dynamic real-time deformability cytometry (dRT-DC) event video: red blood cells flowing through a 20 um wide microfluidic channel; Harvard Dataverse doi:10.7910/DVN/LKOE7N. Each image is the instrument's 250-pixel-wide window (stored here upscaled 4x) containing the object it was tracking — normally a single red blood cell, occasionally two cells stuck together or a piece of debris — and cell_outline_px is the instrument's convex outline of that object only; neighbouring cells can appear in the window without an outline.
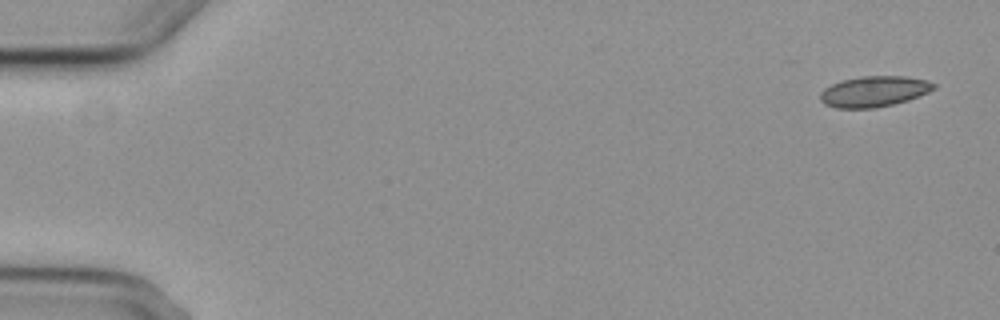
{"species": "common noctule bat (a hibernating species)", "species_latin": "Nyctalus noctula", "temperature_condition": "cold", "stored_images_in_passage": 6, "camera_frame_rate_fps": 3000, "um_per_image_px": 0.085, "animal": {"sex": "female", "body_mass_g": 29.2, "forearm_length_mm": 56.3}, "frame": {"image": 1, "passage_image": 1, "time_ms": 0.0, "image_size_px": [1000, 320], "cell_outline_px": [[936, 88], [928, 92], [908, 100], [876, 108], [836, 108], [824, 104], [820, 100], [820, 92], [824, 88], [840, 80], [860, 76], [908, 76], [928, 80], [936, 84]], "centroid_in_image_um": [74.29, 7.76], "position_along_channel_um": 10.7, "area_um2": 20.52}}
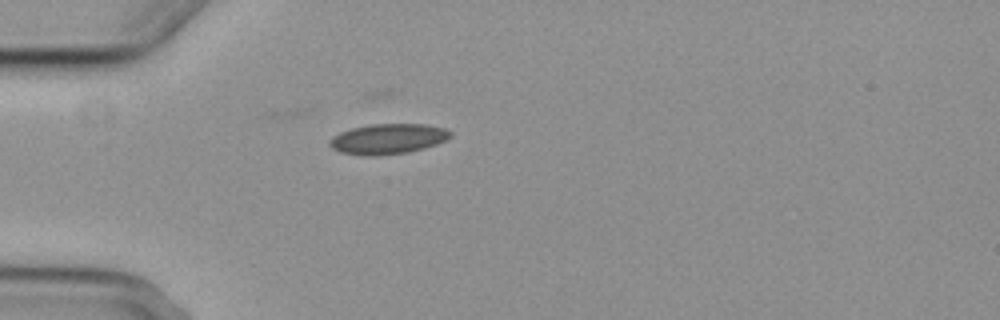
{"frame": {"image": 2, "passage_image": 5, "time_ms": 4.667, "image_size_px": [1000, 320], "cell_outline_px": [[452, 136], [436, 144], [424, 148], [408, 152], [376, 156], [368, 156], [340, 152], [332, 148], [328, 144], [332, 136], [340, 132], [352, 128], [372, 124], [428, 124], [444, 128], [452, 132]], "centroid_in_image_um": [32.97, 11.8], "position_along_channel_um": 52.0, "area_um2": 21.33}}